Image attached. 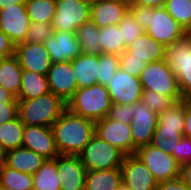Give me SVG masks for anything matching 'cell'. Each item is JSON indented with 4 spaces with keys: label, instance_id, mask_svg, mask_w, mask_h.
Returning <instances> with one entry per match:
<instances>
[{
    "label": "cell",
    "instance_id": "18",
    "mask_svg": "<svg viewBox=\"0 0 191 190\" xmlns=\"http://www.w3.org/2000/svg\"><path fill=\"white\" fill-rule=\"evenodd\" d=\"M57 170L61 181V190H84L87 170L79 155L57 156Z\"/></svg>",
    "mask_w": 191,
    "mask_h": 190
},
{
    "label": "cell",
    "instance_id": "25",
    "mask_svg": "<svg viewBox=\"0 0 191 190\" xmlns=\"http://www.w3.org/2000/svg\"><path fill=\"white\" fill-rule=\"evenodd\" d=\"M22 71L14 55L0 60V86L14 97L20 92Z\"/></svg>",
    "mask_w": 191,
    "mask_h": 190
},
{
    "label": "cell",
    "instance_id": "46",
    "mask_svg": "<svg viewBox=\"0 0 191 190\" xmlns=\"http://www.w3.org/2000/svg\"><path fill=\"white\" fill-rule=\"evenodd\" d=\"M14 55V44L7 35L0 30V60Z\"/></svg>",
    "mask_w": 191,
    "mask_h": 190
},
{
    "label": "cell",
    "instance_id": "39",
    "mask_svg": "<svg viewBox=\"0 0 191 190\" xmlns=\"http://www.w3.org/2000/svg\"><path fill=\"white\" fill-rule=\"evenodd\" d=\"M53 33L52 24H45L42 22H31L28 28V34L24 42L41 43Z\"/></svg>",
    "mask_w": 191,
    "mask_h": 190
},
{
    "label": "cell",
    "instance_id": "52",
    "mask_svg": "<svg viewBox=\"0 0 191 190\" xmlns=\"http://www.w3.org/2000/svg\"><path fill=\"white\" fill-rule=\"evenodd\" d=\"M121 3L126 4L128 7L132 5V3L134 2V0H117Z\"/></svg>",
    "mask_w": 191,
    "mask_h": 190
},
{
    "label": "cell",
    "instance_id": "38",
    "mask_svg": "<svg viewBox=\"0 0 191 190\" xmlns=\"http://www.w3.org/2000/svg\"><path fill=\"white\" fill-rule=\"evenodd\" d=\"M141 102L157 114L164 112L167 108L175 103L171 97H166L152 90H143Z\"/></svg>",
    "mask_w": 191,
    "mask_h": 190
},
{
    "label": "cell",
    "instance_id": "13",
    "mask_svg": "<svg viewBox=\"0 0 191 190\" xmlns=\"http://www.w3.org/2000/svg\"><path fill=\"white\" fill-rule=\"evenodd\" d=\"M122 184L130 190H155L158 181L147 166L136 156H124L120 167Z\"/></svg>",
    "mask_w": 191,
    "mask_h": 190
},
{
    "label": "cell",
    "instance_id": "42",
    "mask_svg": "<svg viewBox=\"0 0 191 190\" xmlns=\"http://www.w3.org/2000/svg\"><path fill=\"white\" fill-rule=\"evenodd\" d=\"M172 156L181 166L191 162V138L183 135Z\"/></svg>",
    "mask_w": 191,
    "mask_h": 190
},
{
    "label": "cell",
    "instance_id": "14",
    "mask_svg": "<svg viewBox=\"0 0 191 190\" xmlns=\"http://www.w3.org/2000/svg\"><path fill=\"white\" fill-rule=\"evenodd\" d=\"M30 24L25 4L12 5L0 10V30L14 45L25 41Z\"/></svg>",
    "mask_w": 191,
    "mask_h": 190
},
{
    "label": "cell",
    "instance_id": "54",
    "mask_svg": "<svg viewBox=\"0 0 191 190\" xmlns=\"http://www.w3.org/2000/svg\"><path fill=\"white\" fill-rule=\"evenodd\" d=\"M88 4H90V5H92V4H94V3H98V2H100V1H102V0H85Z\"/></svg>",
    "mask_w": 191,
    "mask_h": 190
},
{
    "label": "cell",
    "instance_id": "34",
    "mask_svg": "<svg viewBox=\"0 0 191 190\" xmlns=\"http://www.w3.org/2000/svg\"><path fill=\"white\" fill-rule=\"evenodd\" d=\"M184 99L175 102L164 112L158 114L157 127L179 128L184 133L185 128Z\"/></svg>",
    "mask_w": 191,
    "mask_h": 190
},
{
    "label": "cell",
    "instance_id": "23",
    "mask_svg": "<svg viewBox=\"0 0 191 190\" xmlns=\"http://www.w3.org/2000/svg\"><path fill=\"white\" fill-rule=\"evenodd\" d=\"M71 65L75 73L77 89L98 84L99 56L80 53L71 60Z\"/></svg>",
    "mask_w": 191,
    "mask_h": 190
},
{
    "label": "cell",
    "instance_id": "45",
    "mask_svg": "<svg viewBox=\"0 0 191 190\" xmlns=\"http://www.w3.org/2000/svg\"><path fill=\"white\" fill-rule=\"evenodd\" d=\"M155 190H189V188L184 180L181 177H178L172 180L158 182Z\"/></svg>",
    "mask_w": 191,
    "mask_h": 190
},
{
    "label": "cell",
    "instance_id": "47",
    "mask_svg": "<svg viewBox=\"0 0 191 190\" xmlns=\"http://www.w3.org/2000/svg\"><path fill=\"white\" fill-rule=\"evenodd\" d=\"M185 128L184 136L191 138V99H184Z\"/></svg>",
    "mask_w": 191,
    "mask_h": 190
},
{
    "label": "cell",
    "instance_id": "36",
    "mask_svg": "<svg viewBox=\"0 0 191 190\" xmlns=\"http://www.w3.org/2000/svg\"><path fill=\"white\" fill-rule=\"evenodd\" d=\"M119 66V55L101 53L99 55L97 83L107 86L119 69Z\"/></svg>",
    "mask_w": 191,
    "mask_h": 190
},
{
    "label": "cell",
    "instance_id": "35",
    "mask_svg": "<svg viewBox=\"0 0 191 190\" xmlns=\"http://www.w3.org/2000/svg\"><path fill=\"white\" fill-rule=\"evenodd\" d=\"M164 8L187 33H191V0H166Z\"/></svg>",
    "mask_w": 191,
    "mask_h": 190
},
{
    "label": "cell",
    "instance_id": "2",
    "mask_svg": "<svg viewBox=\"0 0 191 190\" xmlns=\"http://www.w3.org/2000/svg\"><path fill=\"white\" fill-rule=\"evenodd\" d=\"M18 117L25 125L52 127L67 103L49 92L34 99L18 100Z\"/></svg>",
    "mask_w": 191,
    "mask_h": 190
},
{
    "label": "cell",
    "instance_id": "28",
    "mask_svg": "<svg viewBox=\"0 0 191 190\" xmlns=\"http://www.w3.org/2000/svg\"><path fill=\"white\" fill-rule=\"evenodd\" d=\"M81 53L99 56L102 53V45L99 44L100 28L92 21L83 23L76 31Z\"/></svg>",
    "mask_w": 191,
    "mask_h": 190
},
{
    "label": "cell",
    "instance_id": "7",
    "mask_svg": "<svg viewBox=\"0 0 191 190\" xmlns=\"http://www.w3.org/2000/svg\"><path fill=\"white\" fill-rule=\"evenodd\" d=\"M90 8L85 0H56L53 31L76 33L83 23L90 21Z\"/></svg>",
    "mask_w": 191,
    "mask_h": 190
},
{
    "label": "cell",
    "instance_id": "4",
    "mask_svg": "<svg viewBox=\"0 0 191 190\" xmlns=\"http://www.w3.org/2000/svg\"><path fill=\"white\" fill-rule=\"evenodd\" d=\"M165 61L177 77L183 99H191V33L165 48Z\"/></svg>",
    "mask_w": 191,
    "mask_h": 190
},
{
    "label": "cell",
    "instance_id": "16",
    "mask_svg": "<svg viewBox=\"0 0 191 190\" xmlns=\"http://www.w3.org/2000/svg\"><path fill=\"white\" fill-rule=\"evenodd\" d=\"M22 147L36 152L47 160L55 159L59 155L52 127L25 125Z\"/></svg>",
    "mask_w": 191,
    "mask_h": 190
},
{
    "label": "cell",
    "instance_id": "31",
    "mask_svg": "<svg viewBox=\"0 0 191 190\" xmlns=\"http://www.w3.org/2000/svg\"><path fill=\"white\" fill-rule=\"evenodd\" d=\"M182 136L183 132L179 128L156 127L150 144L172 155Z\"/></svg>",
    "mask_w": 191,
    "mask_h": 190
},
{
    "label": "cell",
    "instance_id": "6",
    "mask_svg": "<svg viewBox=\"0 0 191 190\" xmlns=\"http://www.w3.org/2000/svg\"><path fill=\"white\" fill-rule=\"evenodd\" d=\"M124 156L119 149L96 135L79 154L81 163L87 171L120 168Z\"/></svg>",
    "mask_w": 191,
    "mask_h": 190
},
{
    "label": "cell",
    "instance_id": "51",
    "mask_svg": "<svg viewBox=\"0 0 191 190\" xmlns=\"http://www.w3.org/2000/svg\"><path fill=\"white\" fill-rule=\"evenodd\" d=\"M26 0H0V10L12 5L24 4Z\"/></svg>",
    "mask_w": 191,
    "mask_h": 190
},
{
    "label": "cell",
    "instance_id": "37",
    "mask_svg": "<svg viewBox=\"0 0 191 190\" xmlns=\"http://www.w3.org/2000/svg\"><path fill=\"white\" fill-rule=\"evenodd\" d=\"M122 38H124V45L128 47L139 36L145 33V30L136 21L133 15L128 11L119 23Z\"/></svg>",
    "mask_w": 191,
    "mask_h": 190
},
{
    "label": "cell",
    "instance_id": "44",
    "mask_svg": "<svg viewBox=\"0 0 191 190\" xmlns=\"http://www.w3.org/2000/svg\"><path fill=\"white\" fill-rule=\"evenodd\" d=\"M18 117L17 102H0V126Z\"/></svg>",
    "mask_w": 191,
    "mask_h": 190
},
{
    "label": "cell",
    "instance_id": "33",
    "mask_svg": "<svg viewBox=\"0 0 191 190\" xmlns=\"http://www.w3.org/2000/svg\"><path fill=\"white\" fill-rule=\"evenodd\" d=\"M0 185L13 190H33V175L0 165Z\"/></svg>",
    "mask_w": 191,
    "mask_h": 190
},
{
    "label": "cell",
    "instance_id": "12",
    "mask_svg": "<svg viewBox=\"0 0 191 190\" xmlns=\"http://www.w3.org/2000/svg\"><path fill=\"white\" fill-rule=\"evenodd\" d=\"M106 87L112 104L127 105L141 101L143 87L140 78L131 76L120 68Z\"/></svg>",
    "mask_w": 191,
    "mask_h": 190
},
{
    "label": "cell",
    "instance_id": "11",
    "mask_svg": "<svg viewBox=\"0 0 191 190\" xmlns=\"http://www.w3.org/2000/svg\"><path fill=\"white\" fill-rule=\"evenodd\" d=\"M95 135L119 149L125 156L133 155V137L130 125L109 119L95 122Z\"/></svg>",
    "mask_w": 191,
    "mask_h": 190
},
{
    "label": "cell",
    "instance_id": "50",
    "mask_svg": "<svg viewBox=\"0 0 191 190\" xmlns=\"http://www.w3.org/2000/svg\"><path fill=\"white\" fill-rule=\"evenodd\" d=\"M0 102H18V100L9 91L4 90L0 86Z\"/></svg>",
    "mask_w": 191,
    "mask_h": 190
},
{
    "label": "cell",
    "instance_id": "29",
    "mask_svg": "<svg viewBox=\"0 0 191 190\" xmlns=\"http://www.w3.org/2000/svg\"><path fill=\"white\" fill-rule=\"evenodd\" d=\"M24 126L19 117L0 126V146L4 153L22 147Z\"/></svg>",
    "mask_w": 191,
    "mask_h": 190
},
{
    "label": "cell",
    "instance_id": "53",
    "mask_svg": "<svg viewBox=\"0 0 191 190\" xmlns=\"http://www.w3.org/2000/svg\"><path fill=\"white\" fill-rule=\"evenodd\" d=\"M4 163V151L2 150L0 146V165Z\"/></svg>",
    "mask_w": 191,
    "mask_h": 190
},
{
    "label": "cell",
    "instance_id": "26",
    "mask_svg": "<svg viewBox=\"0 0 191 190\" xmlns=\"http://www.w3.org/2000/svg\"><path fill=\"white\" fill-rule=\"evenodd\" d=\"M51 92L46 75L23 70L17 100L34 99Z\"/></svg>",
    "mask_w": 191,
    "mask_h": 190
},
{
    "label": "cell",
    "instance_id": "3",
    "mask_svg": "<svg viewBox=\"0 0 191 190\" xmlns=\"http://www.w3.org/2000/svg\"><path fill=\"white\" fill-rule=\"evenodd\" d=\"M111 106L108 89L101 84L77 89L67 102L70 112L94 122L105 118Z\"/></svg>",
    "mask_w": 191,
    "mask_h": 190
},
{
    "label": "cell",
    "instance_id": "30",
    "mask_svg": "<svg viewBox=\"0 0 191 190\" xmlns=\"http://www.w3.org/2000/svg\"><path fill=\"white\" fill-rule=\"evenodd\" d=\"M98 41L102 45V53L120 55L126 50L119 24L101 27Z\"/></svg>",
    "mask_w": 191,
    "mask_h": 190
},
{
    "label": "cell",
    "instance_id": "22",
    "mask_svg": "<svg viewBox=\"0 0 191 190\" xmlns=\"http://www.w3.org/2000/svg\"><path fill=\"white\" fill-rule=\"evenodd\" d=\"M44 157L36 152L20 147L4 153V164L19 172L34 175L41 165L46 161Z\"/></svg>",
    "mask_w": 191,
    "mask_h": 190
},
{
    "label": "cell",
    "instance_id": "27",
    "mask_svg": "<svg viewBox=\"0 0 191 190\" xmlns=\"http://www.w3.org/2000/svg\"><path fill=\"white\" fill-rule=\"evenodd\" d=\"M33 190H61L57 170V157L46 160L33 175Z\"/></svg>",
    "mask_w": 191,
    "mask_h": 190
},
{
    "label": "cell",
    "instance_id": "40",
    "mask_svg": "<svg viewBox=\"0 0 191 190\" xmlns=\"http://www.w3.org/2000/svg\"><path fill=\"white\" fill-rule=\"evenodd\" d=\"M119 68L131 76L139 78L146 67V63L138 58H128V52L125 50L119 55Z\"/></svg>",
    "mask_w": 191,
    "mask_h": 190
},
{
    "label": "cell",
    "instance_id": "19",
    "mask_svg": "<svg viewBox=\"0 0 191 190\" xmlns=\"http://www.w3.org/2000/svg\"><path fill=\"white\" fill-rule=\"evenodd\" d=\"M44 45L52 63L74 60L81 53L76 33L53 31Z\"/></svg>",
    "mask_w": 191,
    "mask_h": 190
},
{
    "label": "cell",
    "instance_id": "20",
    "mask_svg": "<svg viewBox=\"0 0 191 190\" xmlns=\"http://www.w3.org/2000/svg\"><path fill=\"white\" fill-rule=\"evenodd\" d=\"M129 11V7L117 0H102L90 8V21L98 28L117 25Z\"/></svg>",
    "mask_w": 191,
    "mask_h": 190
},
{
    "label": "cell",
    "instance_id": "5",
    "mask_svg": "<svg viewBox=\"0 0 191 190\" xmlns=\"http://www.w3.org/2000/svg\"><path fill=\"white\" fill-rule=\"evenodd\" d=\"M139 78L143 90H152L171 97L175 102L183 100L177 77L165 59L148 63Z\"/></svg>",
    "mask_w": 191,
    "mask_h": 190
},
{
    "label": "cell",
    "instance_id": "56",
    "mask_svg": "<svg viewBox=\"0 0 191 190\" xmlns=\"http://www.w3.org/2000/svg\"><path fill=\"white\" fill-rule=\"evenodd\" d=\"M119 190H130V189H128V188H126L124 185H122V186L119 188Z\"/></svg>",
    "mask_w": 191,
    "mask_h": 190
},
{
    "label": "cell",
    "instance_id": "1",
    "mask_svg": "<svg viewBox=\"0 0 191 190\" xmlns=\"http://www.w3.org/2000/svg\"><path fill=\"white\" fill-rule=\"evenodd\" d=\"M52 130L59 154L79 155L95 135V122L66 109Z\"/></svg>",
    "mask_w": 191,
    "mask_h": 190
},
{
    "label": "cell",
    "instance_id": "49",
    "mask_svg": "<svg viewBox=\"0 0 191 190\" xmlns=\"http://www.w3.org/2000/svg\"><path fill=\"white\" fill-rule=\"evenodd\" d=\"M180 177L184 180L189 190H191V162L181 166Z\"/></svg>",
    "mask_w": 191,
    "mask_h": 190
},
{
    "label": "cell",
    "instance_id": "17",
    "mask_svg": "<svg viewBox=\"0 0 191 190\" xmlns=\"http://www.w3.org/2000/svg\"><path fill=\"white\" fill-rule=\"evenodd\" d=\"M46 77L50 91L66 103L77 90V82L71 61L52 63Z\"/></svg>",
    "mask_w": 191,
    "mask_h": 190
},
{
    "label": "cell",
    "instance_id": "48",
    "mask_svg": "<svg viewBox=\"0 0 191 190\" xmlns=\"http://www.w3.org/2000/svg\"><path fill=\"white\" fill-rule=\"evenodd\" d=\"M166 0H134L132 4H137L140 6L161 8L164 7Z\"/></svg>",
    "mask_w": 191,
    "mask_h": 190
},
{
    "label": "cell",
    "instance_id": "43",
    "mask_svg": "<svg viewBox=\"0 0 191 190\" xmlns=\"http://www.w3.org/2000/svg\"><path fill=\"white\" fill-rule=\"evenodd\" d=\"M129 12L146 31V29L150 26V7L132 4L129 6Z\"/></svg>",
    "mask_w": 191,
    "mask_h": 190
},
{
    "label": "cell",
    "instance_id": "24",
    "mask_svg": "<svg viewBox=\"0 0 191 190\" xmlns=\"http://www.w3.org/2000/svg\"><path fill=\"white\" fill-rule=\"evenodd\" d=\"M122 185L120 168L89 170L86 173L84 190H119Z\"/></svg>",
    "mask_w": 191,
    "mask_h": 190
},
{
    "label": "cell",
    "instance_id": "32",
    "mask_svg": "<svg viewBox=\"0 0 191 190\" xmlns=\"http://www.w3.org/2000/svg\"><path fill=\"white\" fill-rule=\"evenodd\" d=\"M24 4L31 22L52 24L56 13V0H26Z\"/></svg>",
    "mask_w": 191,
    "mask_h": 190
},
{
    "label": "cell",
    "instance_id": "9",
    "mask_svg": "<svg viewBox=\"0 0 191 190\" xmlns=\"http://www.w3.org/2000/svg\"><path fill=\"white\" fill-rule=\"evenodd\" d=\"M150 26L145 33L162 43L165 47L171 45L187 32L164 8L150 7Z\"/></svg>",
    "mask_w": 191,
    "mask_h": 190
},
{
    "label": "cell",
    "instance_id": "8",
    "mask_svg": "<svg viewBox=\"0 0 191 190\" xmlns=\"http://www.w3.org/2000/svg\"><path fill=\"white\" fill-rule=\"evenodd\" d=\"M135 155L147 166L158 182L180 177L181 165L175 158L151 144L138 148Z\"/></svg>",
    "mask_w": 191,
    "mask_h": 190
},
{
    "label": "cell",
    "instance_id": "10",
    "mask_svg": "<svg viewBox=\"0 0 191 190\" xmlns=\"http://www.w3.org/2000/svg\"><path fill=\"white\" fill-rule=\"evenodd\" d=\"M132 108L133 120L130 127L133 137V155H135L138 148L151 143L158 123V114L141 101L133 103Z\"/></svg>",
    "mask_w": 191,
    "mask_h": 190
},
{
    "label": "cell",
    "instance_id": "55",
    "mask_svg": "<svg viewBox=\"0 0 191 190\" xmlns=\"http://www.w3.org/2000/svg\"><path fill=\"white\" fill-rule=\"evenodd\" d=\"M0 190H13V189L0 185Z\"/></svg>",
    "mask_w": 191,
    "mask_h": 190
},
{
    "label": "cell",
    "instance_id": "15",
    "mask_svg": "<svg viewBox=\"0 0 191 190\" xmlns=\"http://www.w3.org/2000/svg\"><path fill=\"white\" fill-rule=\"evenodd\" d=\"M14 56L23 70L46 75L52 65L49 52L41 43L21 42L14 45Z\"/></svg>",
    "mask_w": 191,
    "mask_h": 190
},
{
    "label": "cell",
    "instance_id": "21",
    "mask_svg": "<svg viewBox=\"0 0 191 190\" xmlns=\"http://www.w3.org/2000/svg\"><path fill=\"white\" fill-rule=\"evenodd\" d=\"M165 48L162 43L144 33L126 47V51L128 58H138L148 64L165 59Z\"/></svg>",
    "mask_w": 191,
    "mask_h": 190
},
{
    "label": "cell",
    "instance_id": "41",
    "mask_svg": "<svg viewBox=\"0 0 191 190\" xmlns=\"http://www.w3.org/2000/svg\"><path fill=\"white\" fill-rule=\"evenodd\" d=\"M132 104L120 105L112 104L109 109L107 117L120 123H126L130 125L133 120Z\"/></svg>",
    "mask_w": 191,
    "mask_h": 190
}]
</instances>
